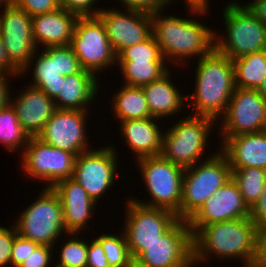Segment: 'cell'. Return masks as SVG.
<instances>
[{
  "label": "cell",
  "instance_id": "6da1fadb",
  "mask_svg": "<svg viewBox=\"0 0 266 267\" xmlns=\"http://www.w3.org/2000/svg\"><path fill=\"white\" fill-rule=\"evenodd\" d=\"M188 13L196 17H177L162 11L151 14L152 34L160 46L162 56L169 65L179 68L184 67L186 61L197 56L198 60L215 49V30L202 23V20L199 21V17L208 16L210 12L188 9ZM197 16L198 19H195Z\"/></svg>",
  "mask_w": 266,
  "mask_h": 267
},
{
  "label": "cell",
  "instance_id": "7a4b0ae2",
  "mask_svg": "<svg viewBox=\"0 0 266 267\" xmlns=\"http://www.w3.org/2000/svg\"><path fill=\"white\" fill-rule=\"evenodd\" d=\"M258 232L250 218L204 225L193 236L194 266L199 267L204 262L207 264L212 257L221 262L227 260L228 263L239 259L242 265L255 262Z\"/></svg>",
  "mask_w": 266,
  "mask_h": 267
},
{
  "label": "cell",
  "instance_id": "3957f363",
  "mask_svg": "<svg viewBox=\"0 0 266 267\" xmlns=\"http://www.w3.org/2000/svg\"><path fill=\"white\" fill-rule=\"evenodd\" d=\"M195 62V87L192 95H186L187 109L191 107V115L209 117L217 122L235 90L233 62L215 49Z\"/></svg>",
  "mask_w": 266,
  "mask_h": 267
},
{
  "label": "cell",
  "instance_id": "277c9868",
  "mask_svg": "<svg viewBox=\"0 0 266 267\" xmlns=\"http://www.w3.org/2000/svg\"><path fill=\"white\" fill-rule=\"evenodd\" d=\"M216 124V121L209 117L184 115L163 132L161 155L184 169L208 159L217 152L209 154L208 151L209 156L204 157Z\"/></svg>",
  "mask_w": 266,
  "mask_h": 267
},
{
  "label": "cell",
  "instance_id": "5b68a950",
  "mask_svg": "<svg viewBox=\"0 0 266 267\" xmlns=\"http://www.w3.org/2000/svg\"><path fill=\"white\" fill-rule=\"evenodd\" d=\"M225 5L221 15L226 32L219 36L215 30V50L231 60L266 50V25L236 0Z\"/></svg>",
  "mask_w": 266,
  "mask_h": 267
},
{
  "label": "cell",
  "instance_id": "8992f818",
  "mask_svg": "<svg viewBox=\"0 0 266 267\" xmlns=\"http://www.w3.org/2000/svg\"><path fill=\"white\" fill-rule=\"evenodd\" d=\"M39 196L21 212L14 225L17 233L39 245L52 246L67 234L63 208L58 194L49 187H41ZM60 238V239H59Z\"/></svg>",
  "mask_w": 266,
  "mask_h": 267
},
{
  "label": "cell",
  "instance_id": "52a82bcc",
  "mask_svg": "<svg viewBox=\"0 0 266 267\" xmlns=\"http://www.w3.org/2000/svg\"><path fill=\"white\" fill-rule=\"evenodd\" d=\"M206 160L185 168L180 219L188 220L217 190L232 178L227 156L219 149Z\"/></svg>",
  "mask_w": 266,
  "mask_h": 267
},
{
  "label": "cell",
  "instance_id": "ba28073f",
  "mask_svg": "<svg viewBox=\"0 0 266 267\" xmlns=\"http://www.w3.org/2000/svg\"><path fill=\"white\" fill-rule=\"evenodd\" d=\"M135 162L151 198L143 201L136 196L135 198L131 196V199L144 206L170 210L180 219L182 180L185 169L162 155L144 157Z\"/></svg>",
  "mask_w": 266,
  "mask_h": 267
},
{
  "label": "cell",
  "instance_id": "9c48e42d",
  "mask_svg": "<svg viewBox=\"0 0 266 267\" xmlns=\"http://www.w3.org/2000/svg\"><path fill=\"white\" fill-rule=\"evenodd\" d=\"M69 46L76 55L81 69L93 73L98 78L100 72L114 66L117 68L116 55L110 45L104 23L98 16L77 19Z\"/></svg>",
  "mask_w": 266,
  "mask_h": 267
},
{
  "label": "cell",
  "instance_id": "30bf717a",
  "mask_svg": "<svg viewBox=\"0 0 266 267\" xmlns=\"http://www.w3.org/2000/svg\"><path fill=\"white\" fill-rule=\"evenodd\" d=\"M124 206L123 233L132 258L137 259L150 244L159 239L177 220V215L167 209L148 207L129 196Z\"/></svg>",
  "mask_w": 266,
  "mask_h": 267
},
{
  "label": "cell",
  "instance_id": "8fae6325",
  "mask_svg": "<svg viewBox=\"0 0 266 267\" xmlns=\"http://www.w3.org/2000/svg\"><path fill=\"white\" fill-rule=\"evenodd\" d=\"M21 170L26 177L46 182L52 188L58 181L72 178L77 156L30 137L21 153Z\"/></svg>",
  "mask_w": 266,
  "mask_h": 267
},
{
  "label": "cell",
  "instance_id": "7c38bea8",
  "mask_svg": "<svg viewBox=\"0 0 266 267\" xmlns=\"http://www.w3.org/2000/svg\"><path fill=\"white\" fill-rule=\"evenodd\" d=\"M104 145L80 153L75 162L72 178L77 181L98 204L103 195L118 181V149ZM100 199V200H99Z\"/></svg>",
  "mask_w": 266,
  "mask_h": 267
},
{
  "label": "cell",
  "instance_id": "4fadbf2b",
  "mask_svg": "<svg viewBox=\"0 0 266 267\" xmlns=\"http://www.w3.org/2000/svg\"><path fill=\"white\" fill-rule=\"evenodd\" d=\"M219 120L217 134L221 137L264 131L266 130V100L257 90L235 87L226 111Z\"/></svg>",
  "mask_w": 266,
  "mask_h": 267
},
{
  "label": "cell",
  "instance_id": "5bb4252c",
  "mask_svg": "<svg viewBox=\"0 0 266 267\" xmlns=\"http://www.w3.org/2000/svg\"><path fill=\"white\" fill-rule=\"evenodd\" d=\"M137 260L149 267H194L193 235L187 220L178 219Z\"/></svg>",
  "mask_w": 266,
  "mask_h": 267
},
{
  "label": "cell",
  "instance_id": "9a60e30c",
  "mask_svg": "<svg viewBox=\"0 0 266 267\" xmlns=\"http://www.w3.org/2000/svg\"><path fill=\"white\" fill-rule=\"evenodd\" d=\"M90 111L56 109L38 134L42 142L78 156L93 149L86 133Z\"/></svg>",
  "mask_w": 266,
  "mask_h": 267
},
{
  "label": "cell",
  "instance_id": "2e32d148",
  "mask_svg": "<svg viewBox=\"0 0 266 267\" xmlns=\"http://www.w3.org/2000/svg\"><path fill=\"white\" fill-rule=\"evenodd\" d=\"M0 12V35L7 57L21 73L37 50L32 35V17L13 3Z\"/></svg>",
  "mask_w": 266,
  "mask_h": 267
},
{
  "label": "cell",
  "instance_id": "e0dca14e",
  "mask_svg": "<svg viewBox=\"0 0 266 267\" xmlns=\"http://www.w3.org/2000/svg\"><path fill=\"white\" fill-rule=\"evenodd\" d=\"M122 11L117 7H105L98 14L116 56L123 49L146 40L152 34L151 14L129 9Z\"/></svg>",
  "mask_w": 266,
  "mask_h": 267
},
{
  "label": "cell",
  "instance_id": "ac0fdd59",
  "mask_svg": "<svg viewBox=\"0 0 266 267\" xmlns=\"http://www.w3.org/2000/svg\"><path fill=\"white\" fill-rule=\"evenodd\" d=\"M249 217L250 209L245 204L237 183L231 178L206 199L187 223L194 236L204 225Z\"/></svg>",
  "mask_w": 266,
  "mask_h": 267
},
{
  "label": "cell",
  "instance_id": "d6986e66",
  "mask_svg": "<svg viewBox=\"0 0 266 267\" xmlns=\"http://www.w3.org/2000/svg\"><path fill=\"white\" fill-rule=\"evenodd\" d=\"M52 189L61 200L66 232L82 233L83 230L88 229L87 223L93 218L98 204L86 190L73 178L58 181Z\"/></svg>",
  "mask_w": 266,
  "mask_h": 267
},
{
  "label": "cell",
  "instance_id": "ffe728a7",
  "mask_svg": "<svg viewBox=\"0 0 266 267\" xmlns=\"http://www.w3.org/2000/svg\"><path fill=\"white\" fill-rule=\"evenodd\" d=\"M28 85V86H27ZM10 104L15 109L18 121L30 137H37L56 110L54 100L42 90L27 84Z\"/></svg>",
  "mask_w": 266,
  "mask_h": 267
},
{
  "label": "cell",
  "instance_id": "44dd1931",
  "mask_svg": "<svg viewBox=\"0 0 266 267\" xmlns=\"http://www.w3.org/2000/svg\"><path fill=\"white\" fill-rule=\"evenodd\" d=\"M78 18L63 7L32 16V35L37 49L68 46Z\"/></svg>",
  "mask_w": 266,
  "mask_h": 267
},
{
  "label": "cell",
  "instance_id": "7402d4cb",
  "mask_svg": "<svg viewBox=\"0 0 266 267\" xmlns=\"http://www.w3.org/2000/svg\"><path fill=\"white\" fill-rule=\"evenodd\" d=\"M220 150L231 169L255 167L266 170V130L233 137H220Z\"/></svg>",
  "mask_w": 266,
  "mask_h": 267
},
{
  "label": "cell",
  "instance_id": "603a6c76",
  "mask_svg": "<svg viewBox=\"0 0 266 267\" xmlns=\"http://www.w3.org/2000/svg\"><path fill=\"white\" fill-rule=\"evenodd\" d=\"M159 120L161 119L149 117L119 122L120 137L125 139L128 149L135 154V160L161 155L163 129L159 127Z\"/></svg>",
  "mask_w": 266,
  "mask_h": 267
},
{
  "label": "cell",
  "instance_id": "cb8c5ba5",
  "mask_svg": "<svg viewBox=\"0 0 266 267\" xmlns=\"http://www.w3.org/2000/svg\"><path fill=\"white\" fill-rule=\"evenodd\" d=\"M99 82L98 77L83 69L65 76L61 91L54 99L56 109L89 111L98 95Z\"/></svg>",
  "mask_w": 266,
  "mask_h": 267
},
{
  "label": "cell",
  "instance_id": "d4e9b609",
  "mask_svg": "<svg viewBox=\"0 0 266 267\" xmlns=\"http://www.w3.org/2000/svg\"><path fill=\"white\" fill-rule=\"evenodd\" d=\"M172 75V70H169L160 79L142 86L150 114L154 118L165 119L172 115L177 116V113L187 107L185 103L187 96H184L180 92L182 89L172 82Z\"/></svg>",
  "mask_w": 266,
  "mask_h": 267
},
{
  "label": "cell",
  "instance_id": "484cf974",
  "mask_svg": "<svg viewBox=\"0 0 266 267\" xmlns=\"http://www.w3.org/2000/svg\"><path fill=\"white\" fill-rule=\"evenodd\" d=\"M30 70H32V81L28 84L42 90L54 100L61 91L62 81L65 80V76L59 75L57 71L56 47L42 48L41 51L37 49L20 76L24 77Z\"/></svg>",
  "mask_w": 266,
  "mask_h": 267
},
{
  "label": "cell",
  "instance_id": "4316f807",
  "mask_svg": "<svg viewBox=\"0 0 266 267\" xmlns=\"http://www.w3.org/2000/svg\"><path fill=\"white\" fill-rule=\"evenodd\" d=\"M111 100V110L117 122L152 117L142 87L122 85Z\"/></svg>",
  "mask_w": 266,
  "mask_h": 267
},
{
  "label": "cell",
  "instance_id": "83f0119b",
  "mask_svg": "<svg viewBox=\"0 0 266 267\" xmlns=\"http://www.w3.org/2000/svg\"><path fill=\"white\" fill-rule=\"evenodd\" d=\"M235 87L257 90L266 77V50L232 60Z\"/></svg>",
  "mask_w": 266,
  "mask_h": 267
},
{
  "label": "cell",
  "instance_id": "f1b7e54d",
  "mask_svg": "<svg viewBox=\"0 0 266 267\" xmlns=\"http://www.w3.org/2000/svg\"><path fill=\"white\" fill-rule=\"evenodd\" d=\"M116 65L122 73L123 84L135 87L150 84L171 70L166 61H116Z\"/></svg>",
  "mask_w": 266,
  "mask_h": 267
},
{
  "label": "cell",
  "instance_id": "f546056e",
  "mask_svg": "<svg viewBox=\"0 0 266 267\" xmlns=\"http://www.w3.org/2000/svg\"><path fill=\"white\" fill-rule=\"evenodd\" d=\"M30 136L18 121L15 109L9 104L0 110V142L8 151L25 149ZM23 149V150H22Z\"/></svg>",
  "mask_w": 266,
  "mask_h": 267
},
{
  "label": "cell",
  "instance_id": "4dcf8cb0",
  "mask_svg": "<svg viewBox=\"0 0 266 267\" xmlns=\"http://www.w3.org/2000/svg\"><path fill=\"white\" fill-rule=\"evenodd\" d=\"M232 179L237 183L249 209L258 201L266 181V170L255 167L231 169Z\"/></svg>",
  "mask_w": 266,
  "mask_h": 267
},
{
  "label": "cell",
  "instance_id": "1f68e13d",
  "mask_svg": "<svg viewBox=\"0 0 266 267\" xmlns=\"http://www.w3.org/2000/svg\"><path fill=\"white\" fill-rule=\"evenodd\" d=\"M95 239L101 244L109 267H127L132 259L123 233H99Z\"/></svg>",
  "mask_w": 266,
  "mask_h": 267
},
{
  "label": "cell",
  "instance_id": "d6a6232c",
  "mask_svg": "<svg viewBox=\"0 0 266 267\" xmlns=\"http://www.w3.org/2000/svg\"><path fill=\"white\" fill-rule=\"evenodd\" d=\"M66 235L71 238H66L67 241L65 240L60 245V247L62 246L60 253L56 255V258L58 257V260L56 259L57 264L65 267H86L88 239H81L80 233H67Z\"/></svg>",
  "mask_w": 266,
  "mask_h": 267
},
{
  "label": "cell",
  "instance_id": "836d02e7",
  "mask_svg": "<svg viewBox=\"0 0 266 267\" xmlns=\"http://www.w3.org/2000/svg\"><path fill=\"white\" fill-rule=\"evenodd\" d=\"M116 61H166L160 46L151 34L146 40L123 49Z\"/></svg>",
  "mask_w": 266,
  "mask_h": 267
},
{
  "label": "cell",
  "instance_id": "e575fe53",
  "mask_svg": "<svg viewBox=\"0 0 266 267\" xmlns=\"http://www.w3.org/2000/svg\"><path fill=\"white\" fill-rule=\"evenodd\" d=\"M56 66L59 75L68 76L81 70L78 59L71 47L56 46Z\"/></svg>",
  "mask_w": 266,
  "mask_h": 267
},
{
  "label": "cell",
  "instance_id": "d590c367",
  "mask_svg": "<svg viewBox=\"0 0 266 267\" xmlns=\"http://www.w3.org/2000/svg\"><path fill=\"white\" fill-rule=\"evenodd\" d=\"M57 2L68 12L74 13L79 17L98 16L103 9L95 6V3L100 2L98 0H57Z\"/></svg>",
  "mask_w": 266,
  "mask_h": 267
},
{
  "label": "cell",
  "instance_id": "8d00e7d4",
  "mask_svg": "<svg viewBox=\"0 0 266 267\" xmlns=\"http://www.w3.org/2000/svg\"><path fill=\"white\" fill-rule=\"evenodd\" d=\"M120 3H119V2ZM122 9L136 10L148 14L164 12L170 6L169 0H117Z\"/></svg>",
  "mask_w": 266,
  "mask_h": 267
},
{
  "label": "cell",
  "instance_id": "74e56055",
  "mask_svg": "<svg viewBox=\"0 0 266 267\" xmlns=\"http://www.w3.org/2000/svg\"><path fill=\"white\" fill-rule=\"evenodd\" d=\"M12 3L31 17L52 12L61 7L57 0H12Z\"/></svg>",
  "mask_w": 266,
  "mask_h": 267
},
{
  "label": "cell",
  "instance_id": "f35d334b",
  "mask_svg": "<svg viewBox=\"0 0 266 267\" xmlns=\"http://www.w3.org/2000/svg\"><path fill=\"white\" fill-rule=\"evenodd\" d=\"M53 250L57 249L52 246L39 245L18 267H51L55 261Z\"/></svg>",
  "mask_w": 266,
  "mask_h": 267
},
{
  "label": "cell",
  "instance_id": "ab89813d",
  "mask_svg": "<svg viewBox=\"0 0 266 267\" xmlns=\"http://www.w3.org/2000/svg\"><path fill=\"white\" fill-rule=\"evenodd\" d=\"M10 227L0 225V267L11 265V251L14 238L18 234L14 224Z\"/></svg>",
  "mask_w": 266,
  "mask_h": 267
},
{
  "label": "cell",
  "instance_id": "60d3db41",
  "mask_svg": "<svg viewBox=\"0 0 266 267\" xmlns=\"http://www.w3.org/2000/svg\"><path fill=\"white\" fill-rule=\"evenodd\" d=\"M39 244L17 234L11 251V266L18 267Z\"/></svg>",
  "mask_w": 266,
  "mask_h": 267
},
{
  "label": "cell",
  "instance_id": "b9f144b4",
  "mask_svg": "<svg viewBox=\"0 0 266 267\" xmlns=\"http://www.w3.org/2000/svg\"><path fill=\"white\" fill-rule=\"evenodd\" d=\"M249 218L258 230L266 227V181L258 201L250 208Z\"/></svg>",
  "mask_w": 266,
  "mask_h": 267
},
{
  "label": "cell",
  "instance_id": "7bdbcfd3",
  "mask_svg": "<svg viewBox=\"0 0 266 267\" xmlns=\"http://www.w3.org/2000/svg\"><path fill=\"white\" fill-rule=\"evenodd\" d=\"M86 267H109L104 250L95 238L88 241Z\"/></svg>",
  "mask_w": 266,
  "mask_h": 267
},
{
  "label": "cell",
  "instance_id": "ee69618b",
  "mask_svg": "<svg viewBox=\"0 0 266 267\" xmlns=\"http://www.w3.org/2000/svg\"><path fill=\"white\" fill-rule=\"evenodd\" d=\"M18 76H20V73L0 71V110L10 104V92L12 91H10L11 89L9 88L11 86L9 81H12L13 78H18Z\"/></svg>",
  "mask_w": 266,
  "mask_h": 267
},
{
  "label": "cell",
  "instance_id": "f6af8a7d",
  "mask_svg": "<svg viewBox=\"0 0 266 267\" xmlns=\"http://www.w3.org/2000/svg\"><path fill=\"white\" fill-rule=\"evenodd\" d=\"M251 13L264 25H266V0H253L244 4Z\"/></svg>",
  "mask_w": 266,
  "mask_h": 267
},
{
  "label": "cell",
  "instance_id": "bcb514c9",
  "mask_svg": "<svg viewBox=\"0 0 266 267\" xmlns=\"http://www.w3.org/2000/svg\"><path fill=\"white\" fill-rule=\"evenodd\" d=\"M255 262L266 267V233L263 230L258 232L257 256Z\"/></svg>",
  "mask_w": 266,
  "mask_h": 267
},
{
  "label": "cell",
  "instance_id": "7dc6e473",
  "mask_svg": "<svg viewBox=\"0 0 266 267\" xmlns=\"http://www.w3.org/2000/svg\"><path fill=\"white\" fill-rule=\"evenodd\" d=\"M0 71H5L9 73H20L9 61L3 39L0 35Z\"/></svg>",
  "mask_w": 266,
  "mask_h": 267
},
{
  "label": "cell",
  "instance_id": "c3c4849f",
  "mask_svg": "<svg viewBox=\"0 0 266 267\" xmlns=\"http://www.w3.org/2000/svg\"><path fill=\"white\" fill-rule=\"evenodd\" d=\"M176 0H169L170 6L172 3H176ZM178 1V0H177ZM211 0H184L183 3L187 5L189 10L209 12V3Z\"/></svg>",
  "mask_w": 266,
  "mask_h": 267
},
{
  "label": "cell",
  "instance_id": "681fc988",
  "mask_svg": "<svg viewBox=\"0 0 266 267\" xmlns=\"http://www.w3.org/2000/svg\"><path fill=\"white\" fill-rule=\"evenodd\" d=\"M257 92L266 100V77L257 89Z\"/></svg>",
  "mask_w": 266,
  "mask_h": 267
},
{
  "label": "cell",
  "instance_id": "f907efd6",
  "mask_svg": "<svg viewBox=\"0 0 266 267\" xmlns=\"http://www.w3.org/2000/svg\"><path fill=\"white\" fill-rule=\"evenodd\" d=\"M127 267H149L147 265H144L139 260L132 258L129 262V265Z\"/></svg>",
  "mask_w": 266,
  "mask_h": 267
},
{
  "label": "cell",
  "instance_id": "816d5d0a",
  "mask_svg": "<svg viewBox=\"0 0 266 267\" xmlns=\"http://www.w3.org/2000/svg\"><path fill=\"white\" fill-rule=\"evenodd\" d=\"M12 3V0H0V9L2 6L7 7Z\"/></svg>",
  "mask_w": 266,
  "mask_h": 267
},
{
  "label": "cell",
  "instance_id": "f5cc1de1",
  "mask_svg": "<svg viewBox=\"0 0 266 267\" xmlns=\"http://www.w3.org/2000/svg\"><path fill=\"white\" fill-rule=\"evenodd\" d=\"M243 267H262V266H260L256 262H253V263H249V264L243 265Z\"/></svg>",
  "mask_w": 266,
  "mask_h": 267
},
{
  "label": "cell",
  "instance_id": "db71d44e",
  "mask_svg": "<svg viewBox=\"0 0 266 267\" xmlns=\"http://www.w3.org/2000/svg\"><path fill=\"white\" fill-rule=\"evenodd\" d=\"M56 264L53 266V264H52V267H65V266H62V265H59V264H57V262H55Z\"/></svg>",
  "mask_w": 266,
  "mask_h": 267
}]
</instances>
